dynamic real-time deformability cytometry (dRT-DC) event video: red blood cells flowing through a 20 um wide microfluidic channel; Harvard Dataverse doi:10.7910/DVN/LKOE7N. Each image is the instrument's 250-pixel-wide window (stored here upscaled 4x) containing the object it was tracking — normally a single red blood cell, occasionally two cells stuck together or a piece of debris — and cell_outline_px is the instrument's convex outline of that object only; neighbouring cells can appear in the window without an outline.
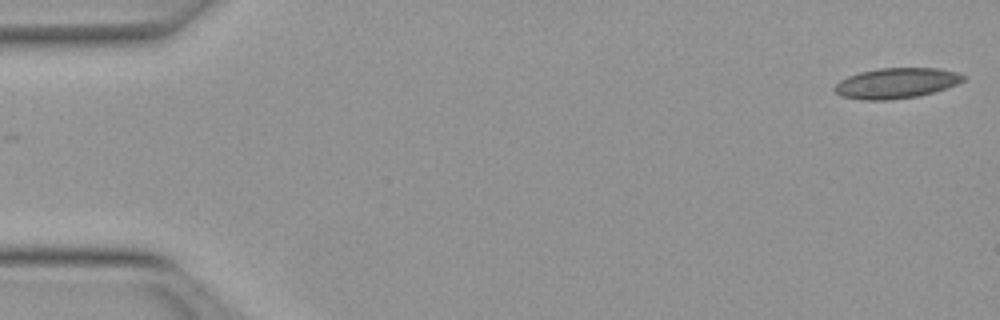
{"species": "Egyptian fruit bat (a non-hibernating species)", "species_latin": "Rousettus aegyptiacus", "temperature_condition": "warm", "stored_images_in_passage": 14, "camera_frame_rate_fps": 3000, "um_per_image_px": 0.085, "animal": {"sex": "female"}, "frame": {"image": 1, "passage_image": 1, "time_ms": 0.0, "image_size_px": [1000, 320], "cell_outline_px": [[968, 76], [964, 80], [956, 84], [932, 92], [916, 96], [888, 100], [860, 100], [840, 96], [832, 88], [840, 80], [848, 76], [860, 72], [880, 68], [940, 68], [956, 72]], "centroid_in_image_um": [76.16, 7.06], "position_along_channel_um": 8.8, "area_um2": 22.77}}
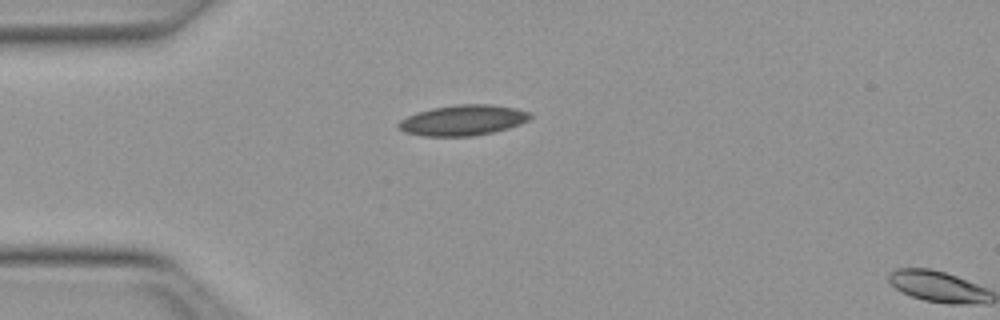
{"frame": {"image": 2, "passage_image": 13, "time_ms": 4.0, "image_size_px": [1000, 320], "cell_outline_px": [[532, 116], [528, 120], [520, 124], [508, 128], [476, 136], [424, 136], [404, 132], [396, 128], [396, 124], [400, 120], [416, 112], [432, 108], [456, 104], [492, 104], [516, 108], [532, 112]], "centroid_in_image_um": [39.34, 10.21], "position_along_channel_um": 45.7, "area_um2": 23.7}}